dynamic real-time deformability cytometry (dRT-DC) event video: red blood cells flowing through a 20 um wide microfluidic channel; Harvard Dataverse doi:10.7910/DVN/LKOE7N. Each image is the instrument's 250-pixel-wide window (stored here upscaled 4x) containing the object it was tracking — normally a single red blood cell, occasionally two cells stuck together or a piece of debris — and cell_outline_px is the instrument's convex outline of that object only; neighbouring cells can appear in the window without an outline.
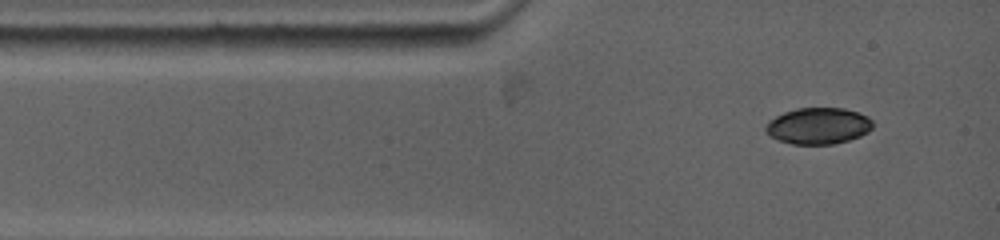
{"species": "common noctule bat (a hibernating species)", "species_latin": "Nyctalus noctula", "temperature_condition": "warm", "stored_images_in_passage": 7, "camera_frame_rate_fps": 5000, "um_per_image_px": 0.085, "animal": {"sex": "female", "body_mass_g": 19.0, "forearm_length_mm": 53.3}, "frame": {"image": 1, "passage_image": 1, "time_ms": 0.0, "image_size_px": [1000, 240], "cell_outline_px": [[872, 128], [868, 132], [860, 136], [848, 140], [832, 144], [792, 144], [776, 140], [768, 136], [764, 128], [768, 120], [784, 112], [796, 108], [844, 108], [868, 116], [872, 120]], "centroid_in_image_um": [69.51, 10.7], "position_along_channel_um": 15.5, "area_um2": 22.89}}
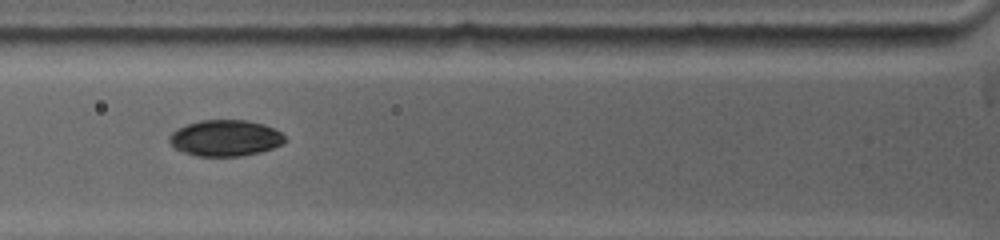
{"frame": {"image": 2, "passage_image": 4, "time_ms": 3.0, "image_size_px": [1000, 240], "cell_outline_px": [[288, 140], [284, 144], [260, 152], [240, 156], [196, 156], [184, 152], [176, 148], [168, 140], [168, 136], [176, 128], [200, 120], [248, 120], [264, 124], [280, 132]], "centroid_in_image_um": [19.16, 11.73], "position_along_channel_um": 106.6, "area_um2": 24.45}}
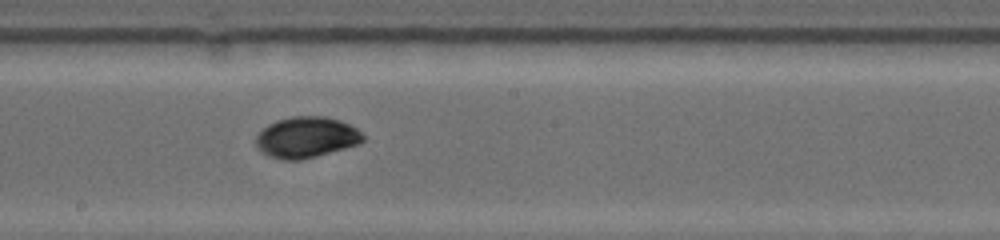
{"frame": {"image": 3, "passage_image": 7, "time_ms": 6.0, "image_size_px": [1000, 240], "cell_outline_px": [[364, 140], [360, 144], [316, 156], [300, 160], [280, 160], [268, 156], [260, 152], [256, 148], [256, 136], [268, 124], [276, 120], [292, 116], [324, 116], [340, 120], [356, 128], [364, 136]], "centroid_in_image_um": [26.01, 11.68], "position_along_channel_um": 222.2, "area_um2": 25.72}}